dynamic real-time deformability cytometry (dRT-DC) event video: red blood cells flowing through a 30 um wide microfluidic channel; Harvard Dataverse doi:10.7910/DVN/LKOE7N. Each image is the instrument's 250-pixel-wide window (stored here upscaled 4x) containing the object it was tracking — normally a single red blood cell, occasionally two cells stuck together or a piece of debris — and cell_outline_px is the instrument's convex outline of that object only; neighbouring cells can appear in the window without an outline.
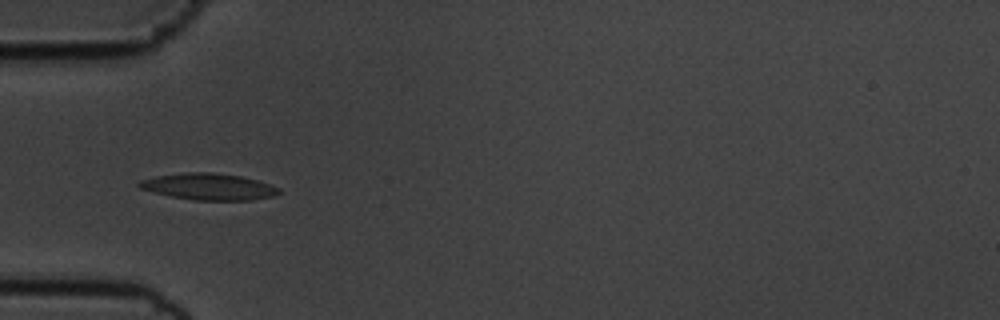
{"species": "common noctule bat (a hibernating species)", "species_latin": "Nyctalus noctula", "temperature_condition": "cold", "stored_images_in_passage": 5, "camera_frame_rate_fps": 3000, "um_per_image_px": 0.085, "animal": {"sex": "male", "body_mass_g": 19.5, "forearm_length_mm": 54.6}, "frame": {"image": 1, "passage_image": 2, "time_ms": 0.333, "image_size_px": [1000, 320], "cell_outline_px": [[280, 192], [276, 196], [252, 200], [192, 200], [172, 196], [140, 188], [136, 184], [140, 180], [156, 176], [184, 172], [212, 172], [240, 176], [272, 184], [280, 188]], "centroid_in_image_um": [17.78, 15.86], "position_along_channel_um": 67.2, "area_um2": 21.62}}